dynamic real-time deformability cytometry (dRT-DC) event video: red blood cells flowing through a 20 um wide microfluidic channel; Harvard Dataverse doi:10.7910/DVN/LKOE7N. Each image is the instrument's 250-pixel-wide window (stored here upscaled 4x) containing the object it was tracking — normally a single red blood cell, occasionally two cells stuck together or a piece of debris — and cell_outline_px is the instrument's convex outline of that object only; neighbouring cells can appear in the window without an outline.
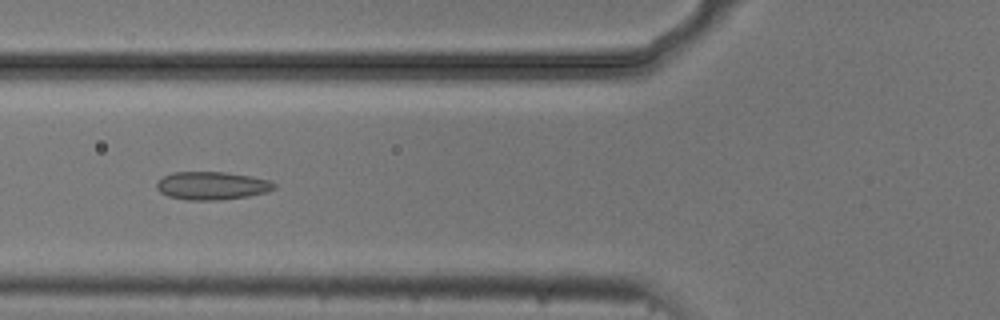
{"species": "common noctule bat (a hibernating species)", "species_latin": "Nyctalus noctula", "temperature_condition": "cold", "stored_images_in_passage": 53, "camera_frame_rate_fps": 3000, "um_per_image_px": 0.085, "animal": {"sex": "male", "body_mass_g": 20.5, "forearm_length_mm": 52.5}, "frame": {"image": 1, "passage_image": 19, "time_ms": 6.0, "image_size_px": [1000, 320], "cell_outline_px": [[276, 188], [268, 192], [248, 196], [220, 200], [188, 200], [168, 196], [160, 192], [156, 188], [156, 184], [164, 176], [172, 172], [224, 172], [248, 176], [268, 180], [276, 184]], "centroid_in_image_um": [18.01, 15.79], "position_along_channel_um": 107.8, "area_um2": 19.13}}
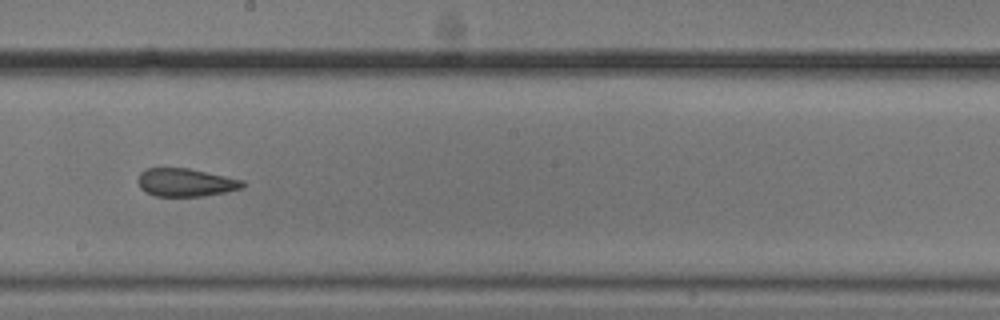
{"frame": {"image": 2, "passage_image": 29, "time_ms": 9.333, "image_size_px": [1000, 320], "cell_outline_px": [[244, 188], [204, 196], [156, 196], [144, 192], [140, 188], [136, 180], [140, 172], [144, 168], [188, 168], [244, 180]], "centroid_in_image_um": [15.74, 15.51], "position_along_channel_um": 232.5, "area_um2": 17.28}}
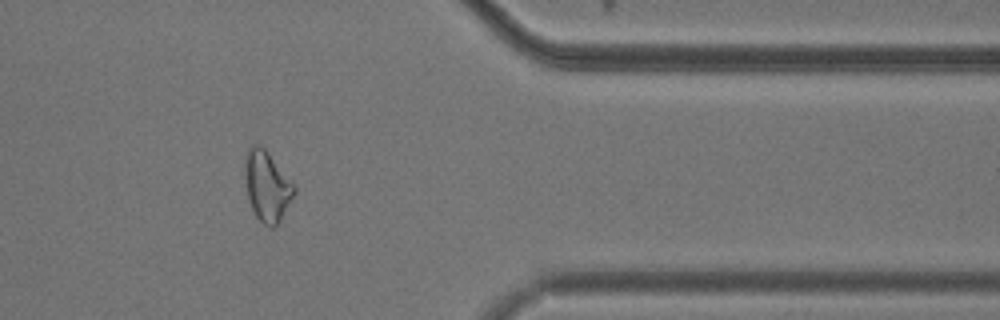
{"frame": {"image": 3, "passage_image": 43, "time_ms": 14.0, "image_size_px": [1000, 320], "cell_outline_px": [[296, 192], [280, 220], [272, 228], [264, 224], [256, 216], [248, 200], [244, 164], [248, 148], [256, 144], [260, 144], [268, 152], [296, 184]], "centroid_in_image_um": [22.72, 15.8], "position_along_channel_um": 388.7, "area_um2": 20.17}, "authors_computed_cell_mechanics": {"area_um2": 20.0566, "velocity_mm_per_s": 3.7226, "shape_relaxation_time_tau1_ms": null, "shape_relaxation_time_tau2_ms": 2.7986, "deformation_change_tau1": null, "deformation_change_tau2": 0.0813}}